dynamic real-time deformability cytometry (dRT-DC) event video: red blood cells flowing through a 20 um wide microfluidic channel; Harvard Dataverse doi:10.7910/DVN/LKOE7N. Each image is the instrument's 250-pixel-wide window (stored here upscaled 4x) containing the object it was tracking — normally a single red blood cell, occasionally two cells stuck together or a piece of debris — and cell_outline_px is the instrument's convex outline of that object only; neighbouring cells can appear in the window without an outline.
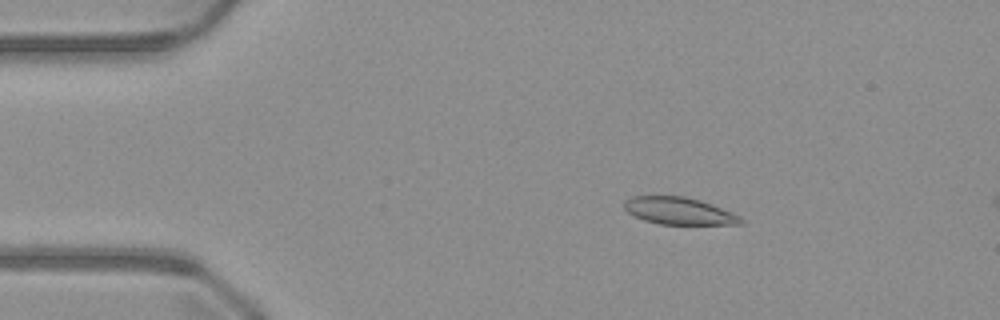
{"species": "common noctule bat (a hibernating species)", "species_latin": "Nyctalus noctula", "temperature_condition": "warm", "stored_images_in_passage": 15, "camera_frame_rate_fps": 3000, "um_per_image_px": 0.085, "animal": {"sex": "male", "body_mass_g": 23.1, "forearm_length_mm": 52.7}, "frame": {"image": 1, "passage_image": 9, "time_ms": 2.667, "image_size_px": [1000, 320], "cell_outline_px": [[744, 224], [660, 224], [644, 220], [628, 212], [624, 208], [624, 200], [632, 196], [684, 196], [700, 200], [712, 204], [732, 212], [740, 216], [744, 220]], "centroid_in_image_um": [57.73, 17.92], "position_along_channel_um": 27.3, "area_um2": 18.44}}